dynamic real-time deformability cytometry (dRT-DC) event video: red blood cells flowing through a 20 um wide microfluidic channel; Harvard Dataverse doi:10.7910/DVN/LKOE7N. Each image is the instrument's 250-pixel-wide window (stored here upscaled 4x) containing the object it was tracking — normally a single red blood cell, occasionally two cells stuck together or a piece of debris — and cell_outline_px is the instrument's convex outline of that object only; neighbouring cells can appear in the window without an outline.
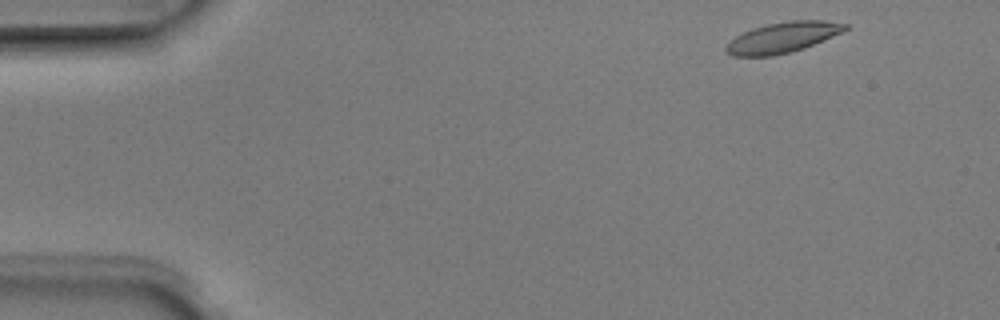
{"species": "Egyptian fruit bat (a non-hibernating species)", "species_latin": "Rousettus aegyptiacus", "temperature_condition": "room temperature", "stored_images_in_passage": 4, "camera_frame_rate_fps": 3000, "um_per_image_px": 0.085, "animal": {"sex": "male"}, "frame": {"image": 1, "passage_image": 1, "time_ms": 0.0, "image_size_px": [1000, 320], "cell_outline_px": [[848, 28], [832, 36], [804, 48], [772, 56], [732, 56], [724, 48], [736, 36], [752, 28], [768, 24], [788, 20], [824, 20], [848, 24]], "centroid_in_image_um": [66.53, 3.17], "position_along_channel_um": 18.5, "area_um2": 20.87}}
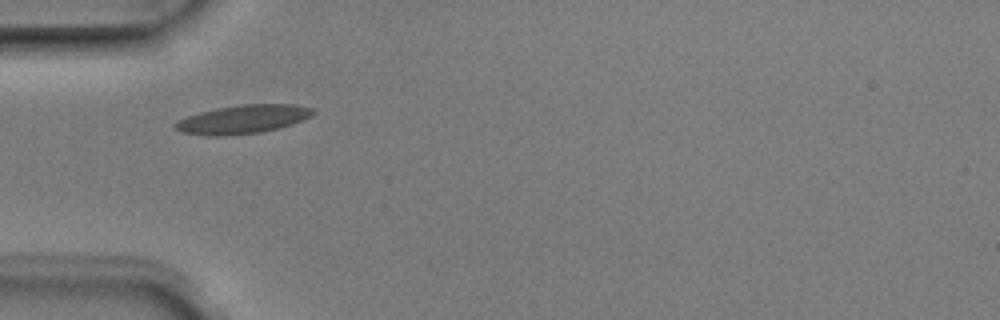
{"frame": {"image": 2, "passage_image": 4, "time_ms": 1.0, "image_size_px": [1000, 320], "cell_outline_px": [[316, 112], [312, 116], [292, 124], [260, 132], [224, 136], [204, 136], [180, 132], [172, 124], [188, 116], [200, 112], [216, 108], [240, 104], [296, 104], [312, 108]], "centroid_in_image_um": [20.64, 10.14], "position_along_channel_um": 64.4, "area_um2": 23.0}}